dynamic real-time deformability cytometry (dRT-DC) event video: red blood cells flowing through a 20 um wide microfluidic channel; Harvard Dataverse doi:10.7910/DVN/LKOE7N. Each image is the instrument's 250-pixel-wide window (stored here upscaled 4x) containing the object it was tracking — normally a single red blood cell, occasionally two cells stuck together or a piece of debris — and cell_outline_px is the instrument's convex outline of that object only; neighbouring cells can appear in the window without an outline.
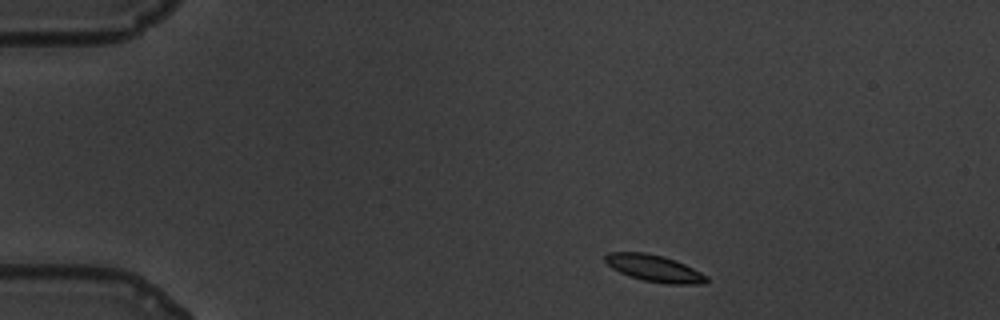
{"species": "common noctule bat (a hibernating species)", "species_latin": "Nyctalus noctula", "temperature_condition": "warm", "stored_images_in_passage": 50, "camera_frame_rate_fps": 3000, "um_per_image_px": 0.085, "animal": {"sex": "male", "body_mass_g": 19.5, "forearm_length_mm": 54.6}, "frame": {"image": 1, "passage_image": 1, "time_ms": 0.0, "image_size_px": [1000, 320], "cell_outline_px": [[708, 280], [704, 284], [664, 284], [644, 280], [628, 276], [612, 268], [604, 260], [604, 256], [608, 252], [644, 252], [664, 256], [676, 260], [708, 276]], "centroid_in_image_um": [55.61, 22.8], "position_along_channel_um": 29.4, "area_um2": 15.9}}
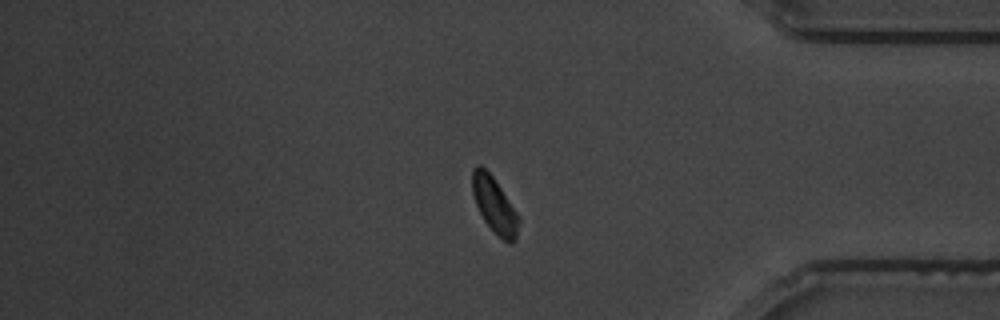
{"frame": {"image": 2, "passage_image": 41, "time_ms": 13.333, "image_size_px": [1000, 320], "cell_outline_px": [[520, 220], [516, 240], [512, 244], [508, 244], [484, 220], [476, 204], [472, 192], [472, 168], [476, 164], [480, 164], [492, 176], [520, 216]], "centroid_in_image_um": [42.04, 17.42], "position_along_channel_um": 393.2, "area_um2": 14.97}}
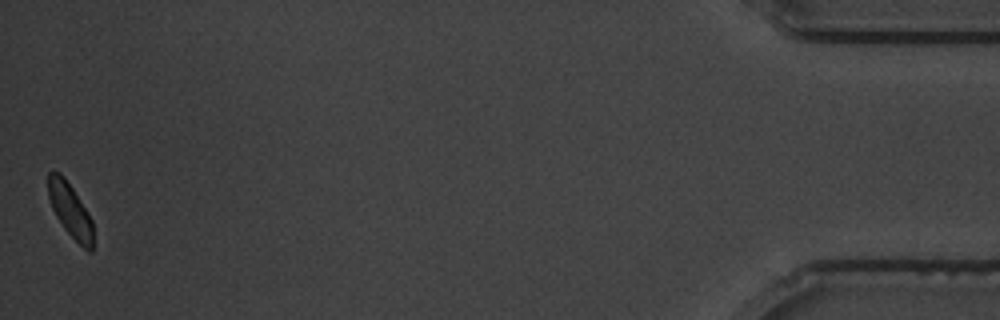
{"frame": {"image": 3, "passage_image": 50, "time_ms": 16.333, "image_size_px": [1000, 320], "cell_outline_px": [[92, 252], [88, 252], [64, 228], [56, 216], [52, 208], [48, 196], [48, 172], [60, 172], [64, 176], [72, 188], [92, 220]], "centroid_in_image_um": [5.94, 17.85], "position_along_channel_um": 429.3, "area_um2": 13.76}, "authors_computed_cell_mechanics": {"area_um2": 15.7794, "velocity_mm_per_s": 3.4029, "shape_relaxation_time_tau1_ms": 1.7387, "shape_relaxation_time_tau2_ms": 5.8875, "deformation_change_tau1": 0.0895, "deformation_change_tau2": 0.0878}}